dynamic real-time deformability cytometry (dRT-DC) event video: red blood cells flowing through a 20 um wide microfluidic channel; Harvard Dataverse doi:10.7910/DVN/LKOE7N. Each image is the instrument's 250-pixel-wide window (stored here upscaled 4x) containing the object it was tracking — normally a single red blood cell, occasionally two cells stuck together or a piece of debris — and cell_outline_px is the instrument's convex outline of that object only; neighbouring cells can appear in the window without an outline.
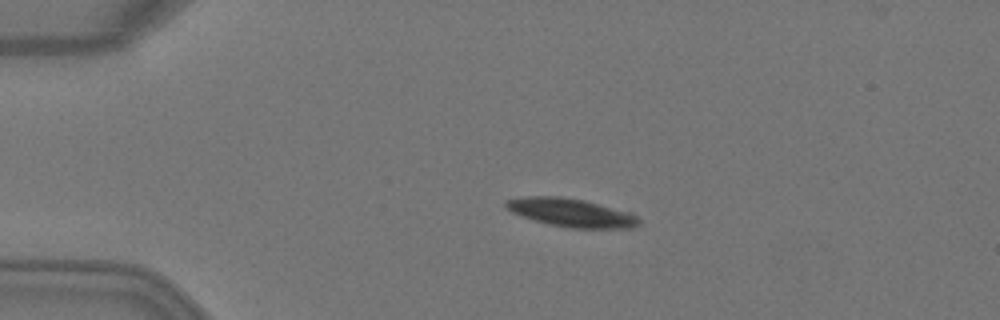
{"species": "Egyptian fruit bat (a non-hibernating species)", "species_latin": "Rousettus aegyptiacus", "temperature_condition": "warm", "stored_images_in_passage": 1, "camera_frame_rate_fps": 3000, "um_per_image_px": 0.085, "animal": {"sex": "female"}, "frame": {"image": 1, "passage_image": 1, "time_ms": 0.0, "image_size_px": [1000, 320], "cell_outline_px": [[640, 224], [632, 228], [568, 228], [548, 224], [512, 212], [504, 208], [504, 200], [524, 196], [560, 196], [584, 200], [632, 212], [640, 220]], "centroid_in_image_um": [48.56, 18.07], "position_along_channel_um": 36.4, "area_um2": 22.14}}